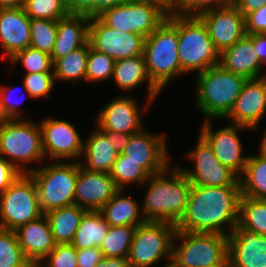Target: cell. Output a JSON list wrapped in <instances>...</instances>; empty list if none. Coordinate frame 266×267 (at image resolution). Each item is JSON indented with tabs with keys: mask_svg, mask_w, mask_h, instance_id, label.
Segmentation results:
<instances>
[{
	"mask_svg": "<svg viewBox=\"0 0 266 267\" xmlns=\"http://www.w3.org/2000/svg\"><path fill=\"white\" fill-rule=\"evenodd\" d=\"M241 195L240 185H192L186 210L175 225L176 229L228 236L238 224Z\"/></svg>",
	"mask_w": 266,
	"mask_h": 267,
	"instance_id": "6da1fadb",
	"label": "cell"
},
{
	"mask_svg": "<svg viewBox=\"0 0 266 267\" xmlns=\"http://www.w3.org/2000/svg\"><path fill=\"white\" fill-rule=\"evenodd\" d=\"M170 170L168 167L149 176L146 181L149 185L141 206L146 221H163L176 225L186 210L192 184L179 166ZM167 172L169 178L166 177Z\"/></svg>",
	"mask_w": 266,
	"mask_h": 267,
	"instance_id": "7a4b0ae2",
	"label": "cell"
},
{
	"mask_svg": "<svg viewBox=\"0 0 266 267\" xmlns=\"http://www.w3.org/2000/svg\"><path fill=\"white\" fill-rule=\"evenodd\" d=\"M143 55L152 83L161 91L182 75L178 56V14L167 18L145 38Z\"/></svg>",
	"mask_w": 266,
	"mask_h": 267,
	"instance_id": "3957f363",
	"label": "cell"
},
{
	"mask_svg": "<svg viewBox=\"0 0 266 267\" xmlns=\"http://www.w3.org/2000/svg\"><path fill=\"white\" fill-rule=\"evenodd\" d=\"M196 107L207 119H224L241 93L246 78L220 64L197 74Z\"/></svg>",
	"mask_w": 266,
	"mask_h": 267,
	"instance_id": "277c9868",
	"label": "cell"
},
{
	"mask_svg": "<svg viewBox=\"0 0 266 267\" xmlns=\"http://www.w3.org/2000/svg\"><path fill=\"white\" fill-rule=\"evenodd\" d=\"M172 261L178 267H228V236L177 230Z\"/></svg>",
	"mask_w": 266,
	"mask_h": 267,
	"instance_id": "5b68a950",
	"label": "cell"
},
{
	"mask_svg": "<svg viewBox=\"0 0 266 267\" xmlns=\"http://www.w3.org/2000/svg\"><path fill=\"white\" fill-rule=\"evenodd\" d=\"M79 161H52V164L30 169L43 214L74 204Z\"/></svg>",
	"mask_w": 266,
	"mask_h": 267,
	"instance_id": "8992f818",
	"label": "cell"
},
{
	"mask_svg": "<svg viewBox=\"0 0 266 267\" xmlns=\"http://www.w3.org/2000/svg\"><path fill=\"white\" fill-rule=\"evenodd\" d=\"M26 120H0V156L7 159L21 174L30 173V169L23 167L22 163H40L45 159L41 127L39 123Z\"/></svg>",
	"mask_w": 266,
	"mask_h": 267,
	"instance_id": "52a82bcc",
	"label": "cell"
},
{
	"mask_svg": "<svg viewBox=\"0 0 266 267\" xmlns=\"http://www.w3.org/2000/svg\"><path fill=\"white\" fill-rule=\"evenodd\" d=\"M178 56L182 74H199L220 64V53L200 18L178 14Z\"/></svg>",
	"mask_w": 266,
	"mask_h": 267,
	"instance_id": "ba28073f",
	"label": "cell"
},
{
	"mask_svg": "<svg viewBox=\"0 0 266 267\" xmlns=\"http://www.w3.org/2000/svg\"><path fill=\"white\" fill-rule=\"evenodd\" d=\"M175 224L145 221L135 229L127 260L130 267H152L164 258L172 261Z\"/></svg>",
	"mask_w": 266,
	"mask_h": 267,
	"instance_id": "9c48e42d",
	"label": "cell"
},
{
	"mask_svg": "<svg viewBox=\"0 0 266 267\" xmlns=\"http://www.w3.org/2000/svg\"><path fill=\"white\" fill-rule=\"evenodd\" d=\"M35 181L29 173L20 174L0 194V228L15 231L43 216Z\"/></svg>",
	"mask_w": 266,
	"mask_h": 267,
	"instance_id": "30bf717a",
	"label": "cell"
},
{
	"mask_svg": "<svg viewBox=\"0 0 266 267\" xmlns=\"http://www.w3.org/2000/svg\"><path fill=\"white\" fill-rule=\"evenodd\" d=\"M167 13L152 1L128 0L124 4L106 9L98 17L109 27L146 38L166 18Z\"/></svg>",
	"mask_w": 266,
	"mask_h": 267,
	"instance_id": "8fae6325",
	"label": "cell"
},
{
	"mask_svg": "<svg viewBox=\"0 0 266 267\" xmlns=\"http://www.w3.org/2000/svg\"><path fill=\"white\" fill-rule=\"evenodd\" d=\"M185 155L194 163V170L180 168L192 185L209 187L240 185L239 177L218 161L211 146L201 135L198 137L196 148Z\"/></svg>",
	"mask_w": 266,
	"mask_h": 267,
	"instance_id": "7c38bea8",
	"label": "cell"
},
{
	"mask_svg": "<svg viewBox=\"0 0 266 267\" xmlns=\"http://www.w3.org/2000/svg\"><path fill=\"white\" fill-rule=\"evenodd\" d=\"M88 42L93 49L117 61L142 55L145 38L136 33L113 29L97 16L91 17Z\"/></svg>",
	"mask_w": 266,
	"mask_h": 267,
	"instance_id": "4fadbf2b",
	"label": "cell"
},
{
	"mask_svg": "<svg viewBox=\"0 0 266 267\" xmlns=\"http://www.w3.org/2000/svg\"><path fill=\"white\" fill-rule=\"evenodd\" d=\"M39 125L45 158L48 157L54 161H63V159L77 161L82 157L84 141L72 123L48 117Z\"/></svg>",
	"mask_w": 266,
	"mask_h": 267,
	"instance_id": "5bb4252c",
	"label": "cell"
},
{
	"mask_svg": "<svg viewBox=\"0 0 266 267\" xmlns=\"http://www.w3.org/2000/svg\"><path fill=\"white\" fill-rule=\"evenodd\" d=\"M210 119H205L200 134L211 146L218 161L240 177L247 164L248 156L243 155L239 131L248 129L244 126L229 124L213 132Z\"/></svg>",
	"mask_w": 266,
	"mask_h": 267,
	"instance_id": "9a60e30c",
	"label": "cell"
},
{
	"mask_svg": "<svg viewBox=\"0 0 266 267\" xmlns=\"http://www.w3.org/2000/svg\"><path fill=\"white\" fill-rule=\"evenodd\" d=\"M144 129L133 133L122 154L138 163L151 176L169 167V152L164 135H154Z\"/></svg>",
	"mask_w": 266,
	"mask_h": 267,
	"instance_id": "2e32d148",
	"label": "cell"
},
{
	"mask_svg": "<svg viewBox=\"0 0 266 267\" xmlns=\"http://www.w3.org/2000/svg\"><path fill=\"white\" fill-rule=\"evenodd\" d=\"M200 19L219 53L246 35L244 15L232 2L224 8L202 15Z\"/></svg>",
	"mask_w": 266,
	"mask_h": 267,
	"instance_id": "e0dca14e",
	"label": "cell"
},
{
	"mask_svg": "<svg viewBox=\"0 0 266 267\" xmlns=\"http://www.w3.org/2000/svg\"><path fill=\"white\" fill-rule=\"evenodd\" d=\"M266 114V86L261 78L247 79L230 112L231 124L256 130ZM233 121V122H232Z\"/></svg>",
	"mask_w": 266,
	"mask_h": 267,
	"instance_id": "ac0fdd59",
	"label": "cell"
},
{
	"mask_svg": "<svg viewBox=\"0 0 266 267\" xmlns=\"http://www.w3.org/2000/svg\"><path fill=\"white\" fill-rule=\"evenodd\" d=\"M118 190L110 173L89 171L79 163L74 204L86 210L99 211Z\"/></svg>",
	"mask_w": 266,
	"mask_h": 267,
	"instance_id": "d6986e66",
	"label": "cell"
},
{
	"mask_svg": "<svg viewBox=\"0 0 266 267\" xmlns=\"http://www.w3.org/2000/svg\"><path fill=\"white\" fill-rule=\"evenodd\" d=\"M228 267H266V236L237 224L228 235Z\"/></svg>",
	"mask_w": 266,
	"mask_h": 267,
	"instance_id": "ffe728a7",
	"label": "cell"
},
{
	"mask_svg": "<svg viewBox=\"0 0 266 267\" xmlns=\"http://www.w3.org/2000/svg\"><path fill=\"white\" fill-rule=\"evenodd\" d=\"M138 108L135 99L129 95L114 98L99 112L96 125L102 131L136 133L143 128Z\"/></svg>",
	"mask_w": 266,
	"mask_h": 267,
	"instance_id": "44dd1931",
	"label": "cell"
},
{
	"mask_svg": "<svg viewBox=\"0 0 266 267\" xmlns=\"http://www.w3.org/2000/svg\"><path fill=\"white\" fill-rule=\"evenodd\" d=\"M30 18L23 7L0 8V45L8 59L30 47Z\"/></svg>",
	"mask_w": 266,
	"mask_h": 267,
	"instance_id": "7402d4cb",
	"label": "cell"
},
{
	"mask_svg": "<svg viewBox=\"0 0 266 267\" xmlns=\"http://www.w3.org/2000/svg\"><path fill=\"white\" fill-rule=\"evenodd\" d=\"M19 244L30 263H41L55 248L50 224L45 215L15 230Z\"/></svg>",
	"mask_w": 266,
	"mask_h": 267,
	"instance_id": "603a6c76",
	"label": "cell"
},
{
	"mask_svg": "<svg viewBox=\"0 0 266 267\" xmlns=\"http://www.w3.org/2000/svg\"><path fill=\"white\" fill-rule=\"evenodd\" d=\"M220 65L227 71L243 76L246 79L260 78L262 71L261 63L253 44V34L245 35L233 46L220 53Z\"/></svg>",
	"mask_w": 266,
	"mask_h": 267,
	"instance_id": "cb8c5ba5",
	"label": "cell"
},
{
	"mask_svg": "<svg viewBox=\"0 0 266 267\" xmlns=\"http://www.w3.org/2000/svg\"><path fill=\"white\" fill-rule=\"evenodd\" d=\"M90 20L85 14H69L57 20V37L51 53L53 64L88 43Z\"/></svg>",
	"mask_w": 266,
	"mask_h": 267,
	"instance_id": "d4e9b609",
	"label": "cell"
},
{
	"mask_svg": "<svg viewBox=\"0 0 266 267\" xmlns=\"http://www.w3.org/2000/svg\"><path fill=\"white\" fill-rule=\"evenodd\" d=\"M112 78L120 90H129V92L142 83H146L147 107L144 108L145 110L161 93L148 76L143 54L115 61Z\"/></svg>",
	"mask_w": 266,
	"mask_h": 267,
	"instance_id": "484cf974",
	"label": "cell"
},
{
	"mask_svg": "<svg viewBox=\"0 0 266 267\" xmlns=\"http://www.w3.org/2000/svg\"><path fill=\"white\" fill-rule=\"evenodd\" d=\"M91 135L83 142V152L81 158L84 163L78 160L80 166L89 171L108 172L113 168L119 153L114 149V145L108 141L107 135L96 127Z\"/></svg>",
	"mask_w": 266,
	"mask_h": 267,
	"instance_id": "4316f807",
	"label": "cell"
},
{
	"mask_svg": "<svg viewBox=\"0 0 266 267\" xmlns=\"http://www.w3.org/2000/svg\"><path fill=\"white\" fill-rule=\"evenodd\" d=\"M119 189L99 210L109 226H138L146 220L141 216L138 202L130 196L122 195Z\"/></svg>",
	"mask_w": 266,
	"mask_h": 267,
	"instance_id": "83f0119b",
	"label": "cell"
},
{
	"mask_svg": "<svg viewBox=\"0 0 266 267\" xmlns=\"http://www.w3.org/2000/svg\"><path fill=\"white\" fill-rule=\"evenodd\" d=\"M87 210L76 204L51 210L47 217L56 244L71 243L79 226L81 217Z\"/></svg>",
	"mask_w": 266,
	"mask_h": 267,
	"instance_id": "f1b7e54d",
	"label": "cell"
},
{
	"mask_svg": "<svg viewBox=\"0 0 266 267\" xmlns=\"http://www.w3.org/2000/svg\"><path fill=\"white\" fill-rule=\"evenodd\" d=\"M108 230L109 224L100 211L87 210L81 217L79 226L70 244L76 249L101 247Z\"/></svg>",
	"mask_w": 266,
	"mask_h": 267,
	"instance_id": "f546056e",
	"label": "cell"
},
{
	"mask_svg": "<svg viewBox=\"0 0 266 267\" xmlns=\"http://www.w3.org/2000/svg\"><path fill=\"white\" fill-rule=\"evenodd\" d=\"M239 181L242 195L266 200V159L258 154L248 156Z\"/></svg>",
	"mask_w": 266,
	"mask_h": 267,
	"instance_id": "4dcf8cb0",
	"label": "cell"
},
{
	"mask_svg": "<svg viewBox=\"0 0 266 267\" xmlns=\"http://www.w3.org/2000/svg\"><path fill=\"white\" fill-rule=\"evenodd\" d=\"M89 48L90 43L88 42L82 47L68 53L63 58L58 59L53 64L55 81L76 82L77 80H85Z\"/></svg>",
	"mask_w": 266,
	"mask_h": 267,
	"instance_id": "1f68e13d",
	"label": "cell"
},
{
	"mask_svg": "<svg viewBox=\"0 0 266 267\" xmlns=\"http://www.w3.org/2000/svg\"><path fill=\"white\" fill-rule=\"evenodd\" d=\"M238 225L266 236V200L241 195Z\"/></svg>",
	"mask_w": 266,
	"mask_h": 267,
	"instance_id": "d6a6232c",
	"label": "cell"
},
{
	"mask_svg": "<svg viewBox=\"0 0 266 267\" xmlns=\"http://www.w3.org/2000/svg\"><path fill=\"white\" fill-rule=\"evenodd\" d=\"M137 226H109L108 233L100 247L104 257L127 258Z\"/></svg>",
	"mask_w": 266,
	"mask_h": 267,
	"instance_id": "836d02e7",
	"label": "cell"
},
{
	"mask_svg": "<svg viewBox=\"0 0 266 267\" xmlns=\"http://www.w3.org/2000/svg\"><path fill=\"white\" fill-rule=\"evenodd\" d=\"M110 175L116 186L123 190H125L124 186L132 183L144 185L150 176L138 163L127 159L122 153L119 154L114 162Z\"/></svg>",
	"mask_w": 266,
	"mask_h": 267,
	"instance_id": "e575fe53",
	"label": "cell"
},
{
	"mask_svg": "<svg viewBox=\"0 0 266 267\" xmlns=\"http://www.w3.org/2000/svg\"><path fill=\"white\" fill-rule=\"evenodd\" d=\"M30 47L51 55L56 37L57 20L30 19Z\"/></svg>",
	"mask_w": 266,
	"mask_h": 267,
	"instance_id": "d590c367",
	"label": "cell"
},
{
	"mask_svg": "<svg viewBox=\"0 0 266 267\" xmlns=\"http://www.w3.org/2000/svg\"><path fill=\"white\" fill-rule=\"evenodd\" d=\"M15 231L0 228V267H28Z\"/></svg>",
	"mask_w": 266,
	"mask_h": 267,
	"instance_id": "8d00e7d4",
	"label": "cell"
},
{
	"mask_svg": "<svg viewBox=\"0 0 266 267\" xmlns=\"http://www.w3.org/2000/svg\"><path fill=\"white\" fill-rule=\"evenodd\" d=\"M23 8L30 19L59 20L70 14L65 0H26Z\"/></svg>",
	"mask_w": 266,
	"mask_h": 267,
	"instance_id": "74e56055",
	"label": "cell"
},
{
	"mask_svg": "<svg viewBox=\"0 0 266 267\" xmlns=\"http://www.w3.org/2000/svg\"><path fill=\"white\" fill-rule=\"evenodd\" d=\"M114 64L115 60L113 58L90 46L85 80L92 83L109 80L113 76Z\"/></svg>",
	"mask_w": 266,
	"mask_h": 267,
	"instance_id": "f35d334b",
	"label": "cell"
},
{
	"mask_svg": "<svg viewBox=\"0 0 266 267\" xmlns=\"http://www.w3.org/2000/svg\"><path fill=\"white\" fill-rule=\"evenodd\" d=\"M9 61L13 65L21 62L27 73L53 72L51 55L32 47L17 52Z\"/></svg>",
	"mask_w": 266,
	"mask_h": 267,
	"instance_id": "ab89813d",
	"label": "cell"
},
{
	"mask_svg": "<svg viewBox=\"0 0 266 267\" xmlns=\"http://www.w3.org/2000/svg\"><path fill=\"white\" fill-rule=\"evenodd\" d=\"M54 85V72L25 73L23 78L24 91L29 98H49V93Z\"/></svg>",
	"mask_w": 266,
	"mask_h": 267,
	"instance_id": "60d3db41",
	"label": "cell"
},
{
	"mask_svg": "<svg viewBox=\"0 0 266 267\" xmlns=\"http://www.w3.org/2000/svg\"><path fill=\"white\" fill-rule=\"evenodd\" d=\"M45 267H78L77 249L70 243L56 244L55 248L43 259ZM45 264V265H44Z\"/></svg>",
	"mask_w": 266,
	"mask_h": 267,
	"instance_id": "b9f144b4",
	"label": "cell"
},
{
	"mask_svg": "<svg viewBox=\"0 0 266 267\" xmlns=\"http://www.w3.org/2000/svg\"><path fill=\"white\" fill-rule=\"evenodd\" d=\"M14 88L7 85L0 86V120L22 119L23 112L18 108L21 102L18 100L11 101L10 96L12 95L11 92L14 93Z\"/></svg>",
	"mask_w": 266,
	"mask_h": 267,
	"instance_id": "7bdbcfd3",
	"label": "cell"
},
{
	"mask_svg": "<svg viewBox=\"0 0 266 267\" xmlns=\"http://www.w3.org/2000/svg\"><path fill=\"white\" fill-rule=\"evenodd\" d=\"M231 0H195L183 13V16L200 18L202 15L226 7Z\"/></svg>",
	"mask_w": 266,
	"mask_h": 267,
	"instance_id": "ee69618b",
	"label": "cell"
},
{
	"mask_svg": "<svg viewBox=\"0 0 266 267\" xmlns=\"http://www.w3.org/2000/svg\"><path fill=\"white\" fill-rule=\"evenodd\" d=\"M244 18L247 35L266 33V3L259 9L248 12Z\"/></svg>",
	"mask_w": 266,
	"mask_h": 267,
	"instance_id": "f6af8a7d",
	"label": "cell"
},
{
	"mask_svg": "<svg viewBox=\"0 0 266 267\" xmlns=\"http://www.w3.org/2000/svg\"><path fill=\"white\" fill-rule=\"evenodd\" d=\"M104 258L100 247H91L87 249H77L78 267H95L98 262Z\"/></svg>",
	"mask_w": 266,
	"mask_h": 267,
	"instance_id": "bcb514c9",
	"label": "cell"
},
{
	"mask_svg": "<svg viewBox=\"0 0 266 267\" xmlns=\"http://www.w3.org/2000/svg\"><path fill=\"white\" fill-rule=\"evenodd\" d=\"M21 174L7 159L0 156V194Z\"/></svg>",
	"mask_w": 266,
	"mask_h": 267,
	"instance_id": "7dc6e473",
	"label": "cell"
},
{
	"mask_svg": "<svg viewBox=\"0 0 266 267\" xmlns=\"http://www.w3.org/2000/svg\"><path fill=\"white\" fill-rule=\"evenodd\" d=\"M70 14H85L95 17V0H65Z\"/></svg>",
	"mask_w": 266,
	"mask_h": 267,
	"instance_id": "c3c4849f",
	"label": "cell"
},
{
	"mask_svg": "<svg viewBox=\"0 0 266 267\" xmlns=\"http://www.w3.org/2000/svg\"><path fill=\"white\" fill-rule=\"evenodd\" d=\"M103 132L107 135L108 141L114 145V149H116L119 154L123 153L126 146L129 144L131 136L133 135L122 132H113V131H103Z\"/></svg>",
	"mask_w": 266,
	"mask_h": 267,
	"instance_id": "681fc988",
	"label": "cell"
},
{
	"mask_svg": "<svg viewBox=\"0 0 266 267\" xmlns=\"http://www.w3.org/2000/svg\"><path fill=\"white\" fill-rule=\"evenodd\" d=\"M245 16L248 12L259 9L266 0H232L231 1Z\"/></svg>",
	"mask_w": 266,
	"mask_h": 267,
	"instance_id": "f907efd6",
	"label": "cell"
},
{
	"mask_svg": "<svg viewBox=\"0 0 266 267\" xmlns=\"http://www.w3.org/2000/svg\"><path fill=\"white\" fill-rule=\"evenodd\" d=\"M253 44L261 63L266 65V33L253 34Z\"/></svg>",
	"mask_w": 266,
	"mask_h": 267,
	"instance_id": "816d5d0a",
	"label": "cell"
},
{
	"mask_svg": "<svg viewBox=\"0 0 266 267\" xmlns=\"http://www.w3.org/2000/svg\"><path fill=\"white\" fill-rule=\"evenodd\" d=\"M95 267H130L127 258L104 257Z\"/></svg>",
	"mask_w": 266,
	"mask_h": 267,
	"instance_id": "f5cc1de1",
	"label": "cell"
},
{
	"mask_svg": "<svg viewBox=\"0 0 266 267\" xmlns=\"http://www.w3.org/2000/svg\"><path fill=\"white\" fill-rule=\"evenodd\" d=\"M128 0H95V17L100 15L106 9L124 4Z\"/></svg>",
	"mask_w": 266,
	"mask_h": 267,
	"instance_id": "db71d44e",
	"label": "cell"
},
{
	"mask_svg": "<svg viewBox=\"0 0 266 267\" xmlns=\"http://www.w3.org/2000/svg\"><path fill=\"white\" fill-rule=\"evenodd\" d=\"M195 0H170V15L182 14Z\"/></svg>",
	"mask_w": 266,
	"mask_h": 267,
	"instance_id": "11a10c76",
	"label": "cell"
},
{
	"mask_svg": "<svg viewBox=\"0 0 266 267\" xmlns=\"http://www.w3.org/2000/svg\"><path fill=\"white\" fill-rule=\"evenodd\" d=\"M26 0H0V8L24 7Z\"/></svg>",
	"mask_w": 266,
	"mask_h": 267,
	"instance_id": "9f6ffc18",
	"label": "cell"
},
{
	"mask_svg": "<svg viewBox=\"0 0 266 267\" xmlns=\"http://www.w3.org/2000/svg\"><path fill=\"white\" fill-rule=\"evenodd\" d=\"M152 1L159 4L163 9H165L167 15H170V0H144Z\"/></svg>",
	"mask_w": 266,
	"mask_h": 267,
	"instance_id": "6f0895ef",
	"label": "cell"
},
{
	"mask_svg": "<svg viewBox=\"0 0 266 267\" xmlns=\"http://www.w3.org/2000/svg\"><path fill=\"white\" fill-rule=\"evenodd\" d=\"M264 136L261 140V143H260V148H259V152L258 155L261 156L262 158L266 159V132L263 133Z\"/></svg>",
	"mask_w": 266,
	"mask_h": 267,
	"instance_id": "680465c9",
	"label": "cell"
},
{
	"mask_svg": "<svg viewBox=\"0 0 266 267\" xmlns=\"http://www.w3.org/2000/svg\"><path fill=\"white\" fill-rule=\"evenodd\" d=\"M28 267H45L42 263H30Z\"/></svg>",
	"mask_w": 266,
	"mask_h": 267,
	"instance_id": "91938a15",
	"label": "cell"
},
{
	"mask_svg": "<svg viewBox=\"0 0 266 267\" xmlns=\"http://www.w3.org/2000/svg\"><path fill=\"white\" fill-rule=\"evenodd\" d=\"M168 264H166L164 267H178L173 261L167 262Z\"/></svg>",
	"mask_w": 266,
	"mask_h": 267,
	"instance_id": "94428289",
	"label": "cell"
},
{
	"mask_svg": "<svg viewBox=\"0 0 266 267\" xmlns=\"http://www.w3.org/2000/svg\"><path fill=\"white\" fill-rule=\"evenodd\" d=\"M260 78L263 80V82L266 86V71L263 73V75Z\"/></svg>",
	"mask_w": 266,
	"mask_h": 267,
	"instance_id": "6125c7cd",
	"label": "cell"
}]
</instances>
